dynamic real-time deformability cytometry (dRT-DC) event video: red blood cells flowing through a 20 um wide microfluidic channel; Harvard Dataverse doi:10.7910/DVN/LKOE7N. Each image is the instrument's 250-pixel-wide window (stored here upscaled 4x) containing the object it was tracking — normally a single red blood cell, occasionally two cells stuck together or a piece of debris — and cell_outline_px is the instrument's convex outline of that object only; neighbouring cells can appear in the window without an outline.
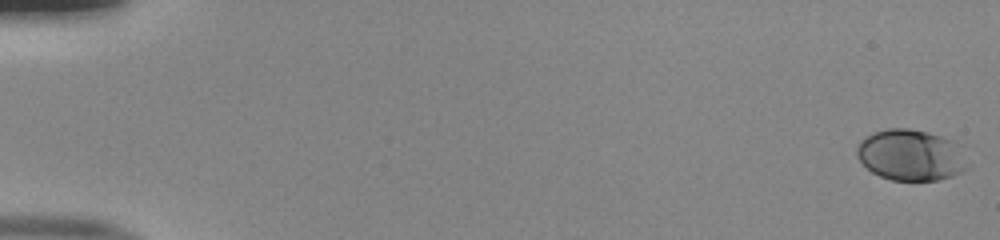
{"species": "human", "species_latin": "Homo sapiens", "temperature_condition": "room temperature", "stored_images_in_passage": 52, "camera_frame_rate_fps": 3000, "um_per_image_px": 0.085, "donor": {"sex": "male"}, "frame": {"image": 1, "passage_image": 1, "time_ms": 0.0, "image_size_px": [1000, 240], "cell_outline_px": [[968, 168], [964, 172], [952, 176], [936, 180], [892, 180], [880, 176], [872, 172], [860, 160], [856, 152], [856, 148], [860, 140], [876, 132], [888, 128], [908, 128], [940, 136], [952, 140], [960, 144]], "centroid_in_image_um": [77.44, 13.19], "position_along_channel_um": 7.6, "area_um2": 32.83}}
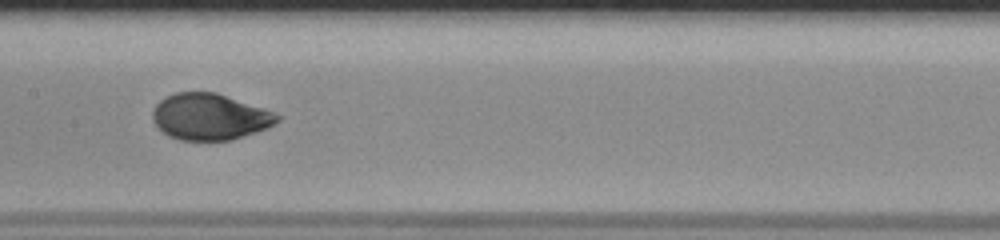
{"frame": {"image": 2, "passage_image": 28, "time_ms": 9.0, "image_size_px": [1000, 240], "cell_outline_px": [[280, 120], [276, 124], [268, 128], [232, 140], [180, 140], [168, 136], [152, 120], [152, 112], [156, 104], [160, 100], [176, 92], [216, 92], [264, 108], [280, 116]], "centroid_in_image_um": [17.85, 9.93], "position_along_channel_um": 189.6, "area_um2": 33.64}}
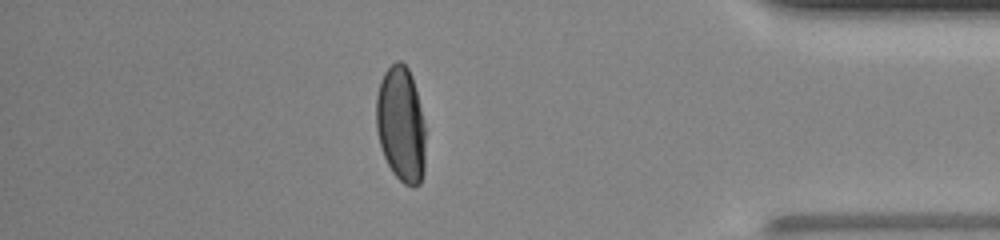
{"frame": {"image": 3, "passage_image": 46, "time_ms": 15.0, "image_size_px": [1000, 240], "cell_outline_px": [[424, 172], [420, 184], [412, 188], [404, 184], [392, 172], [384, 156], [380, 144], [376, 128], [376, 96], [380, 80], [384, 72], [396, 60], [400, 60], [408, 68], [412, 76], [424, 124]], "centroid_in_image_um": [34.06, 10.58], "position_along_channel_um": 401.1, "area_um2": 33.18}, "authors_computed_cell_mechanics": {"area_um2": 33.4373, "velocity_mm_per_s": 4.0199, "shape_relaxation_time_tau1_ms": 4.048, "shape_relaxation_time_tau2_ms": null, "deformation_change_tau1": 0.1738, "deformation_change_tau2": null}}